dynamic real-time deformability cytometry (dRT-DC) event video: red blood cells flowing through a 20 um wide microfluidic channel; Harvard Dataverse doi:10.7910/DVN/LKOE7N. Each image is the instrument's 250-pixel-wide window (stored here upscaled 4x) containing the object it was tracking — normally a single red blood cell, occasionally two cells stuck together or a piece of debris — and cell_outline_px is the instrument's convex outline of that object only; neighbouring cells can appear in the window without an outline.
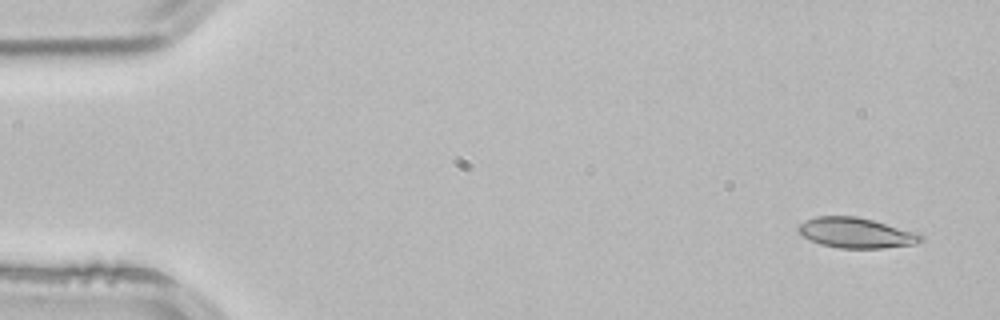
{"species": "common noctule bat (a hibernating species)", "species_latin": "Nyctalus noctula", "temperature_condition": "room temperature", "stored_images_in_passage": 3, "camera_frame_rate_fps": 3000, "um_per_image_px": 0.085, "animal": {"sex": "male", "body_mass_g": 21.5, "forearm_length_mm": 52.0}, "frame": {"image": 1, "passage_image": 1, "time_ms": 0.0, "image_size_px": [1000, 320], "cell_outline_px": [[924, 240], [916, 244], [884, 248], [840, 248], [820, 244], [804, 236], [796, 228], [804, 220], [816, 216], [856, 216], [920, 232], [924, 236]], "centroid_in_image_um": [72.83, 19.79], "position_along_channel_um": 12.2, "area_um2": 21.79}}
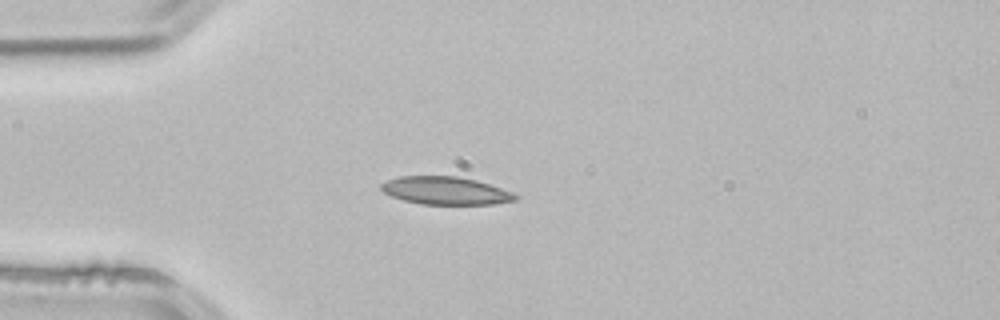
{"frame": {"image": 2, "passage_image": 3, "time_ms": 0.667, "image_size_px": [1000, 320], "cell_outline_px": [[520, 196], [516, 200], [492, 204], [420, 204], [404, 200], [392, 196], [384, 192], [380, 188], [380, 184], [388, 180], [400, 176], [456, 176], [476, 180], [512, 192]], "centroid_in_image_um": [37.87, 16.2], "position_along_channel_um": 47.1, "area_um2": 21.62}}